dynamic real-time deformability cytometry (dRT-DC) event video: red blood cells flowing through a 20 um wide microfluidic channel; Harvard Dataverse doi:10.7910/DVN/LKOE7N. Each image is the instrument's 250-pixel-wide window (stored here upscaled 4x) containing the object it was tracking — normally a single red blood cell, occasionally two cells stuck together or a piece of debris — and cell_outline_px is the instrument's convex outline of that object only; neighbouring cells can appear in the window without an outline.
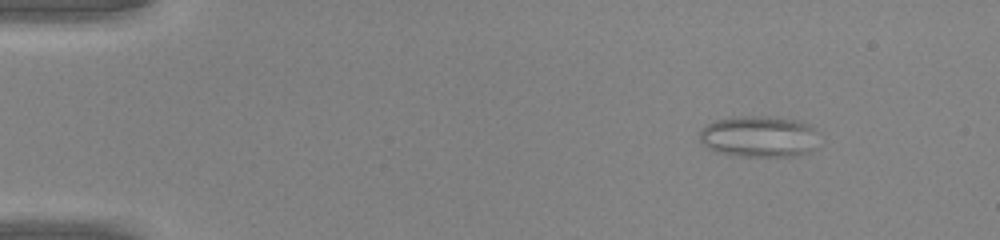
{"species": "common noctule bat (a hibernating species)", "species_latin": "Nyctalus noctula", "temperature_condition": "warm", "stored_images_in_passage": 41, "camera_frame_rate_fps": 3000, "um_per_image_px": 0.085, "animal": {"sex": "male", "body_mass_g": 20.0, "forearm_length_mm": 53.3}, "frame": {"image": 1, "passage_image": 1, "time_ms": 0.0, "image_size_px": [1000, 240], "cell_outline_px": [[812, 148], [808, 152], [796, 156], [736, 156], [716, 152], [708, 148], [700, 140], [700, 132], [708, 124], [716, 120], [744, 116], [776, 116], [800, 120], [808, 124], [812, 128]], "centroid_in_image_um": [64.45, 11.6], "position_along_channel_um": 20.6, "area_um2": 28.26}}
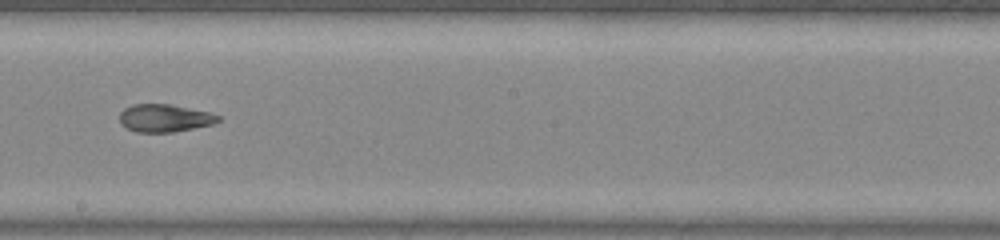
{"frame": {"image": 2, "passage_image": 22, "time_ms": 7.0, "image_size_px": [1000, 240], "cell_outline_px": [[220, 120], [212, 124], [172, 132], [136, 132], [120, 124], [120, 112], [124, 108], [132, 104], [168, 104], [208, 112], [220, 116]], "centroid_in_image_um": [13.95, 10.03], "position_along_channel_um": 234.3, "area_um2": 15.72}}
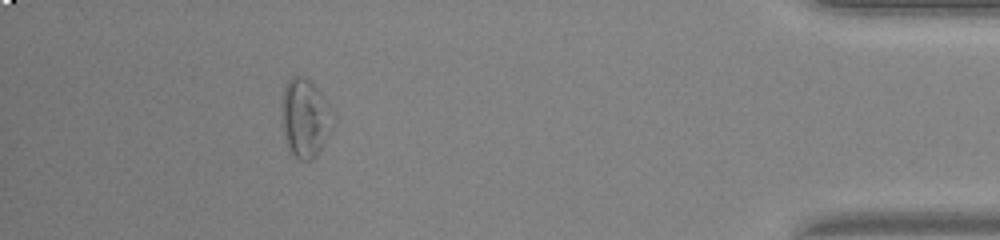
{"frame": {"image": 3, "passage_image": 37, "time_ms": 12.0, "image_size_px": [1000, 240], "cell_outline_px": [[336, 116], [332, 128], [316, 156], [312, 160], [300, 160], [288, 152], [284, 136], [280, 112], [280, 104], [284, 88], [288, 80], [292, 76], [304, 76], [312, 80], [332, 108]], "centroid_in_image_um": [25.93, 10.01], "position_along_channel_um": 409.3, "area_um2": 24.28}}